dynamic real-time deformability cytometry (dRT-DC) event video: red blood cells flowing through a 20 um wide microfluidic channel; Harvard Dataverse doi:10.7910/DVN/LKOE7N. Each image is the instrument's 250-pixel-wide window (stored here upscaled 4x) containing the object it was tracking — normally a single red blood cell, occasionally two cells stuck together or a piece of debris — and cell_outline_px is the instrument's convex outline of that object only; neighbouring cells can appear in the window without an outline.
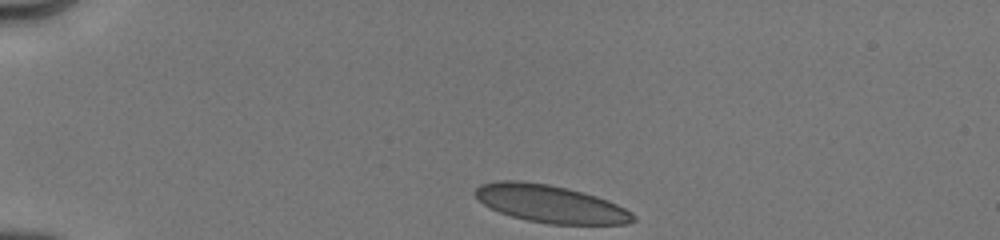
{"species": "human", "species_latin": "Homo sapiens", "temperature_condition": "cold", "stored_images_in_passage": 14, "camera_frame_rate_fps": 3000, "um_per_image_px": 0.085, "donor": {"sex": "male"}, "frame": {"image": 1, "passage_image": 1, "time_ms": 0.0, "image_size_px": [1000, 240], "cell_outline_px": [[636, 220], [628, 224], [548, 224], [528, 220], [512, 216], [500, 212], [484, 204], [472, 192], [480, 184], [496, 180], [516, 180], [548, 184], [568, 188], [596, 196], [608, 200], [632, 212], [636, 216]], "centroid_in_image_um": [46.79, 17.32], "position_along_channel_um": 38.2, "area_um2": 34.56}}
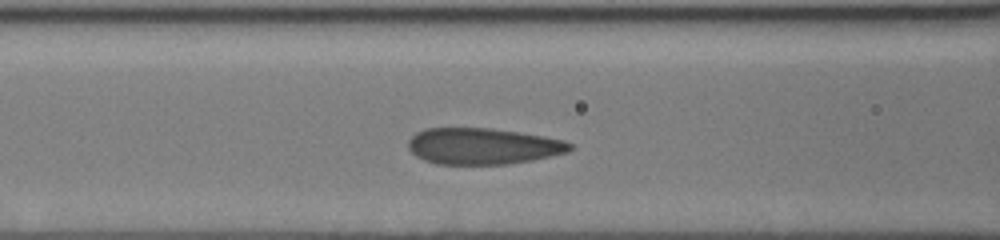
{"frame": {"image": 2, "passage_image": 10, "time_ms": 3.667, "image_size_px": [1000, 240], "cell_outline_px": [[572, 148], [568, 152], [532, 160], [508, 164], [436, 164], [424, 160], [416, 156], [408, 148], [408, 140], [416, 132], [424, 128], [492, 128], [564, 140], [572, 144]], "centroid_in_image_um": [41.0, 12.42], "position_along_channel_um": 125.6, "area_um2": 34.1}}
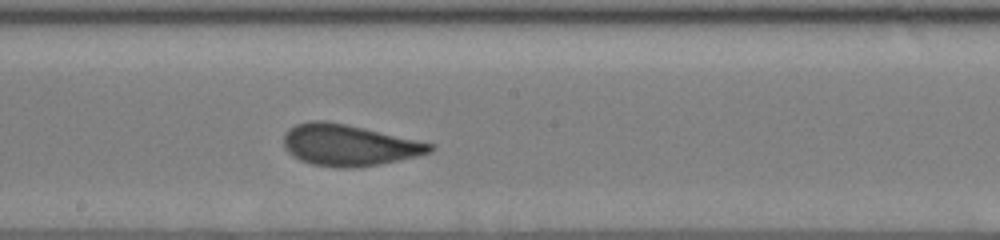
{"frame": {"image": 3, "passage_image": 14, "time_ms": 6.0, "image_size_px": [1000, 240], "cell_outline_px": [[436, 148], [432, 152], [416, 156], [380, 164], [356, 168], [332, 168], [312, 164], [300, 160], [292, 156], [284, 148], [284, 132], [288, 128], [296, 124], [308, 120], [324, 120], [364, 128], [436, 144]], "centroid_in_image_um": [29.63, 12.34], "position_along_channel_um": 218.6, "area_um2": 35.55}}